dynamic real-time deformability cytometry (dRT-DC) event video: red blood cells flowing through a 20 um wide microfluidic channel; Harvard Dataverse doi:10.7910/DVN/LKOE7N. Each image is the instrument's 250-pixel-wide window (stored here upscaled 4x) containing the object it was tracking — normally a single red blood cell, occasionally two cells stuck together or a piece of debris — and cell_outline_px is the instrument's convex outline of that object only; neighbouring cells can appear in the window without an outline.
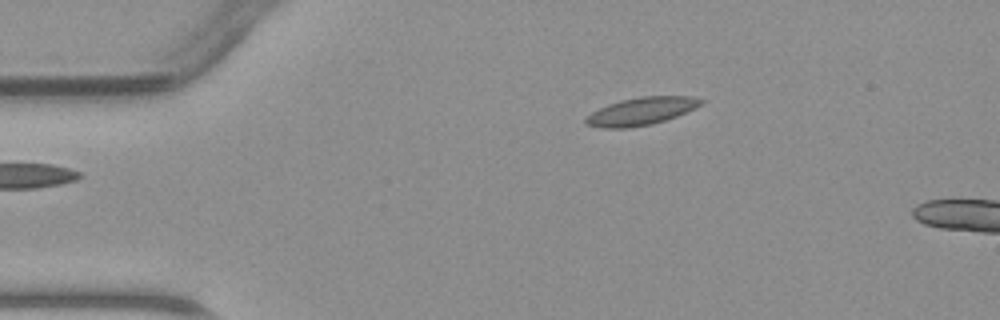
{"species": "common noctule bat (a hibernating species)", "species_latin": "Nyctalus noctula", "temperature_condition": "warm", "stored_images_in_passage": 4, "camera_frame_rate_fps": 3000, "um_per_image_px": 0.085, "animal": {"sex": "male", "body_mass_g": 23.1, "forearm_length_mm": 52.7}, "frame": {"image": 1, "passage_image": 1, "time_ms": 0.0, "image_size_px": [1000, 320], "cell_outline_px": [[704, 104], [676, 116], [652, 124], [628, 128], [600, 128], [588, 124], [584, 120], [592, 112], [608, 104], [620, 100], [640, 96], [696, 96], [704, 100]], "centroid_in_image_um": [54.54, 9.44], "position_along_channel_um": 30.5, "area_um2": 18.55}}